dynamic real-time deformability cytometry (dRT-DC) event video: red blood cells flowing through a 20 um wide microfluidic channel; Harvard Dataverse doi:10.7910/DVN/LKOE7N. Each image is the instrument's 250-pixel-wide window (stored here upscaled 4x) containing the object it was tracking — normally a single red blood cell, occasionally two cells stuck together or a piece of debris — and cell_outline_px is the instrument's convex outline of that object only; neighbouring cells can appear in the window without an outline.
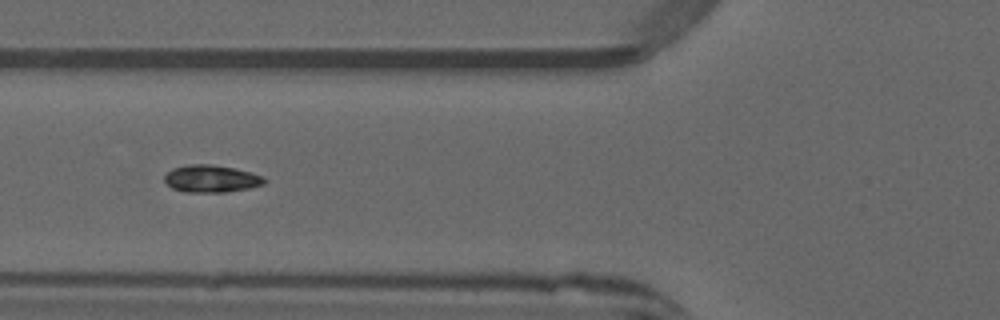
{"species": "common noctule bat (a hibernating species)", "species_latin": "Nyctalus noctula", "temperature_condition": "warm", "stored_images_in_passage": 19, "camera_frame_rate_fps": 3000, "um_per_image_px": 0.085, "animal": {"sex": "male", "forearm_length_mm": 52.5}, "frame": {"image": 1, "passage_image": 2, "time_ms": 0.333, "image_size_px": [1000, 320], "cell_outline_px": [[268, 180], [264, 184], [248, 188], [228, 192], [184, 192], [172, 188], [164, 180], [164, 176], [172, 168], [192, 164], [208, 164], [232, 168], [252, 172], [264, 176]], "centroid_in_image_um": [17.98, 15.19], "position_along_channel_um": 107.8, "area_um2": 15.9}}